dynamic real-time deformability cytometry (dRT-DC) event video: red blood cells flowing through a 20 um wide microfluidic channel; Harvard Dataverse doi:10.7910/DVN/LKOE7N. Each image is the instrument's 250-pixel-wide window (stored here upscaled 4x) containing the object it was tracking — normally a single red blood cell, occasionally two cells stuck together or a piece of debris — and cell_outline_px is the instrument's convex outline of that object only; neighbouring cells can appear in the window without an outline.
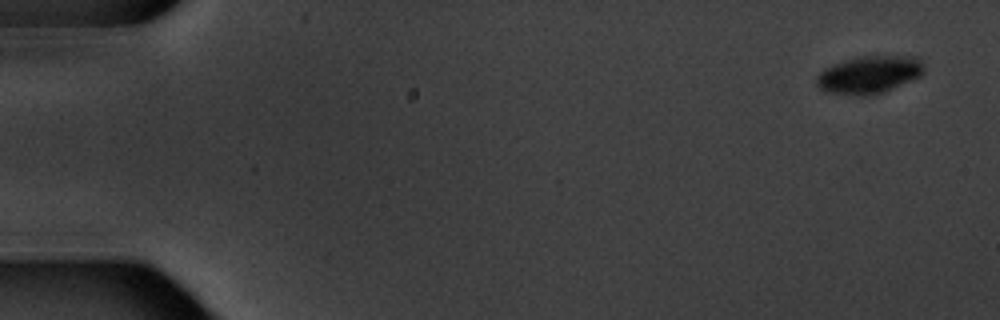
{"species": "common noctule bat (a hibernating species)", "species_latin": "Nyctalus noctula", "temperature_condition": "warm", "stored_images_in_passage": 4, "camera_frame_rate_fps": 3000, "um_per_image_px": 0.085, "animal": {"sex": "male", "body_mass_g": 20.1, "forearm_length_mm": 53.5}, "frame": {"image": 1, "passage_image": 1, "time_ms": 0.0, "image_size_px": [1000, 320], "cell_outline_px": [[924, 72], [920, 76], [884, 92], [864, 96], [856, 96], [824, 92], [816, 84], [816, 76], [824, 68], [856, 56], [920, 56], [924, 68]], "centroid_in_image_um": [73.87, 6.35], "position_along_channel_um": 11.1, "area_um2": 23.76}}